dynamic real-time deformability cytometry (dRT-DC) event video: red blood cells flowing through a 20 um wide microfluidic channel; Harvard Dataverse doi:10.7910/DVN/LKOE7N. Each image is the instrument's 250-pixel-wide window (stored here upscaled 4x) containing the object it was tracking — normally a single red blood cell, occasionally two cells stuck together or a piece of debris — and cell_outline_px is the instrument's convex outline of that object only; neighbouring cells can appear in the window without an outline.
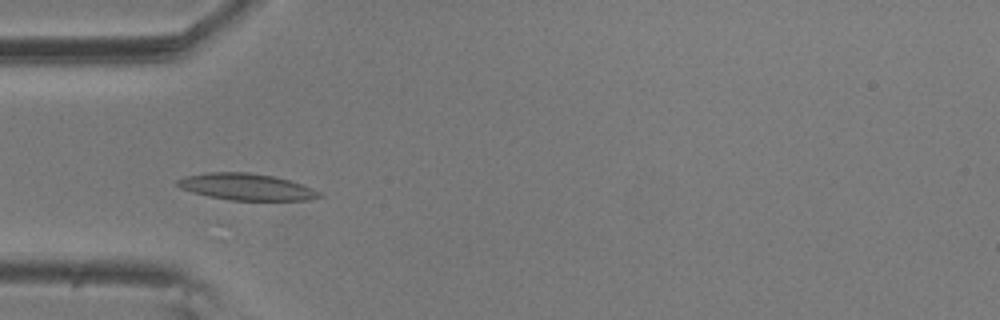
{"species": "common noctule bat (a hibernating species)", "species_latin": "Nyctalus noctula", "temperature_condition": "room temperature", "stored_images_in_passage": 6, "camera_frame_rate_fps": 3000, "um_per_image_px": 0.085, "animal": {"sex": "male", "body_mass_g": 20.5, "forearm_length_mm": 52.5}, "frame": {"image": 1, "passage_image": 5, "time_ms": 1.333, "image_size_px": [1000, 320], "cell_outline_px": [[324, 196], [308, 200], [232, 200], [208, 196], [192, 192], [180, 188], [176, 184], [176, 180], [184, 176], [208, 172], [248, 172], [272, 176], [288, 180], [312, 188], [320, 192]], "centroid_in_image_um": [20.91, 15.88], "position_along_channel_um": 64.1, "area_um2": 21.91}}
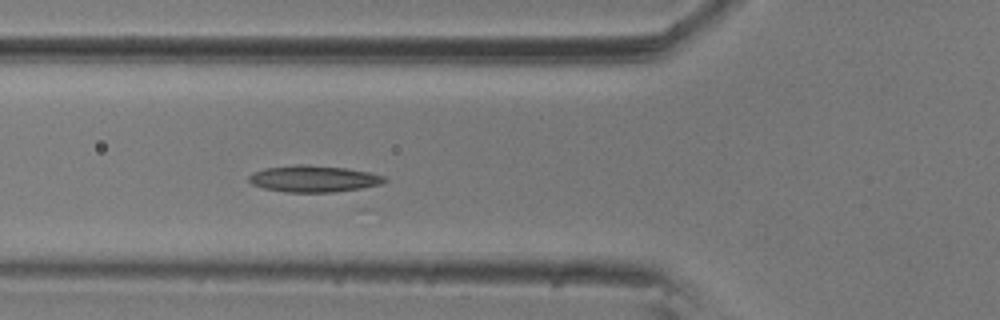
{"frame": {"image": 2, "passage_image": 6, "time_ms": 1.667, "image_size_px": [1000, 320], "cell_outline_px": [[388, 180], [380, 184], [360, 188], [332, 192], [284, 192], [264, 188], [252, 184], [248, 180], [248, 176], [252, 172], [264, 168], [296, 164], [304, 164], [344, 168], [368, 172], [384, 176]], "centroid_in_image_um": [26.6, 15.19], "position_along_channel_um": 99.2, "area_um2": 20.92}}